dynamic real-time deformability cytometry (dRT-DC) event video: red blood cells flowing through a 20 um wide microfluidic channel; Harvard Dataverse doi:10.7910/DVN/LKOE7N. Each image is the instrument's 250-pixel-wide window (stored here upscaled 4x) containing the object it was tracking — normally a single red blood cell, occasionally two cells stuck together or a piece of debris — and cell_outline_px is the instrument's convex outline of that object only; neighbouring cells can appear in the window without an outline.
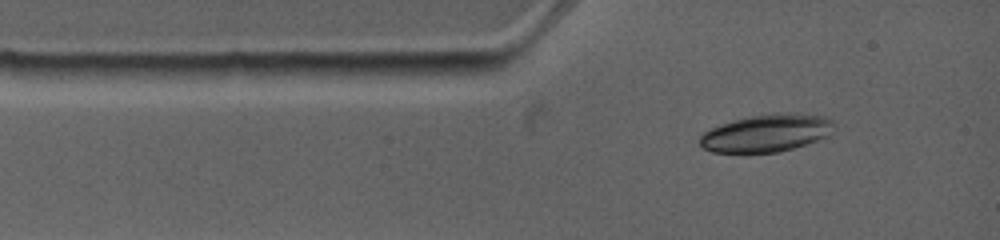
{"species": "common noctule bat (a hibernating species)", "species_latin": "Nyctalus noctula", "temperature_condition": "warm", "stored_images_in_passage": 3, "camera_frame_rate_fps": 4500, "um_per_image_px": 0.085, "animal": {"sex": "female", "body_mass_g": 19.0, "forearm_length_mm": 53.3}, "frame": {"image": 1, "passage_image": 2, "time_ms": 0.889, "image_size_px": [1000, 240], "cell_outline_px": [[832, 124], [828, 136], [780, 152], [712, 152], [704, 148], [700, 144], [700, 136], [704, 132], [720, 124], [752, 116], [772, 112], [796, 112], [824, 116], [832, 120]], "centroid_in_image_um": [65.15, 11.29], "position_along_channel_um": 19.9, "area_um2": 29.07}}